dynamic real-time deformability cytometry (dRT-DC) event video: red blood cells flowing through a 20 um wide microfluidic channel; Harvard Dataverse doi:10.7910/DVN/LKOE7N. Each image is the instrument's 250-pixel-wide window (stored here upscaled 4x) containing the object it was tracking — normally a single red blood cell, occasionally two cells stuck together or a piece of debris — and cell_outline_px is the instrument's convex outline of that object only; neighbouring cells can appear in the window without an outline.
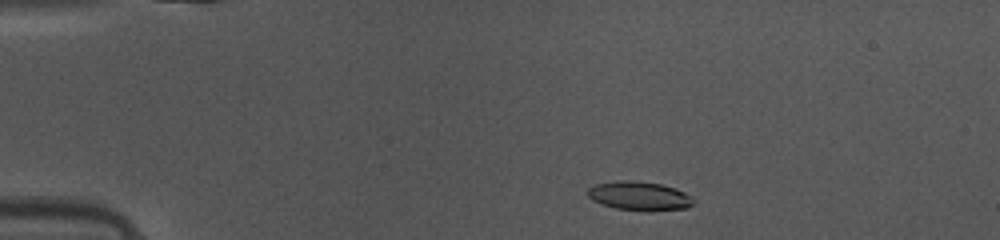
{"species": "common noctule bat (a hibernating species)", "species_latin": "Nyctalus noctula", "temperature_condition": "warm", "stored_images_in_passage": 43, "camera_frame_rate_fps": 3000, "um_per_image_px": 0.085, "animal": {"sex": "female", "body_mass_g": 10.0, "forearm_length_mm": 53.1}, "frame": {"image": 1, "passage_image": 4, "time_ms": 1.0, "image_size_px": [1000, 240], "cell_outline_px": [[696, 200], [688, 208], [652, 212], [648, 212], [616, 208], [600, 204], [592, 200], [588, 196], [588, 188], [596, 184], [616, 180], [628, 180], [660, 184], [676, 188], [684, 192]], "centroid_in_image_um": [54.36, 16.67], "position_along_channel_um": 30.6, "area_um2": 18.09}}
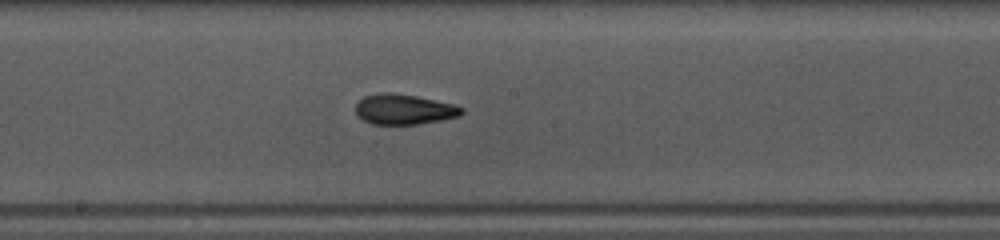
{"frame": {"image": 2, "passage_image": 21, "time_ms": 6.667, "image_size_px": [1000, 240], "cell_outline_px": [[464, 112], [460, 116], [420, 124], [372, 124], [356, 116], [356, 104], [364, 96], [384, 92], [392, 92], [416, 96], [456, 104], [464, 108]], "centroid_in_image_um": [34.36, 9.29], "position_along_channel_um": 213.8, "area_um2": 18.84}}
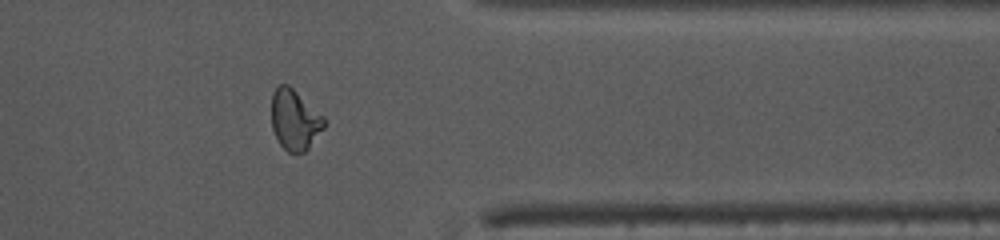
{"frame": {"image": 3, "passage_image": 34, "time_ms": 11.0, "image_size_px": [1000, 240], "cell_outline_px": [[328, 124], [308, 148], [304, 152], [288, 152], [280, 144], [272, 128], [272, 92], [280, 84], [288, 84], [324, 116]], "centroid_in_image_um": [25.08, 10.18], "position_along_channel_um": 386.3, "area_um2": 18.55}, "authors_computed_cell_mechanics": {"area_um2": 18.3804, "velocity_mm_per_s": 4.1759, "shape_relaxation_time_tau1_ms": 4.6429, "shape_relaxation_time_tau2_ms": 1.9117, "deformation_change_tau1": 0.1882, "deformation_change_tau2": 0.083}}